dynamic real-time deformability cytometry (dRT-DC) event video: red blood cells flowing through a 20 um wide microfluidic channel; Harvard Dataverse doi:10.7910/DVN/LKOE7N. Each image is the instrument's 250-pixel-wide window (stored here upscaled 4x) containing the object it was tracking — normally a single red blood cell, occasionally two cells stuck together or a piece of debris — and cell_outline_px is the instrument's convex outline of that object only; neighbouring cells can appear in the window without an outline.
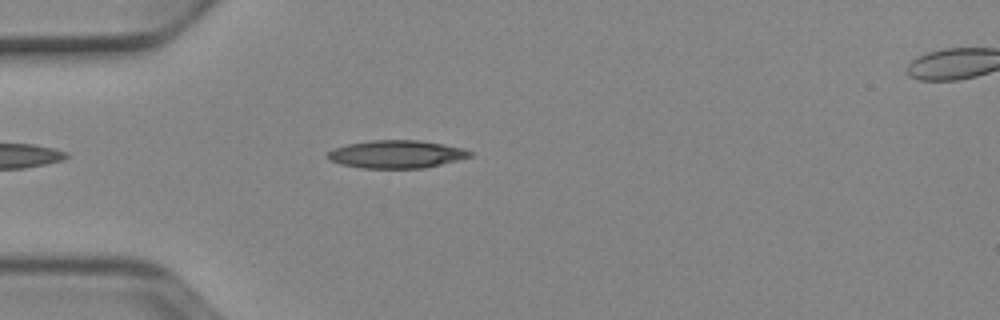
{"species": "Egyptian fruit bat (a non-hibernating species)", "species_latin": "Rousettus aegyptiacus", "temperature_condition": "cold", "stored_images_in_passage": 22, "camera_frame_rate_fps": 3000, "um_per_image_px": 0.085, "animal": {"sex": "female"}, "frame": {"image": 1, "passage_image": 5, "time_ms": 1.333, "image_size_px": [1000, 320], "cell_outline_px": [[472, 156], [424, 168], [360, 168], [340, 164], [324, 156], [332, 148], [348, 144], [372, 140], [420, 140], [444, 144], [464, 148], [472, 152]], "centroid_in_image_um": [33.67, 13.1], "position_along_channel_um": 51.3, "area_um2": 23.12}}
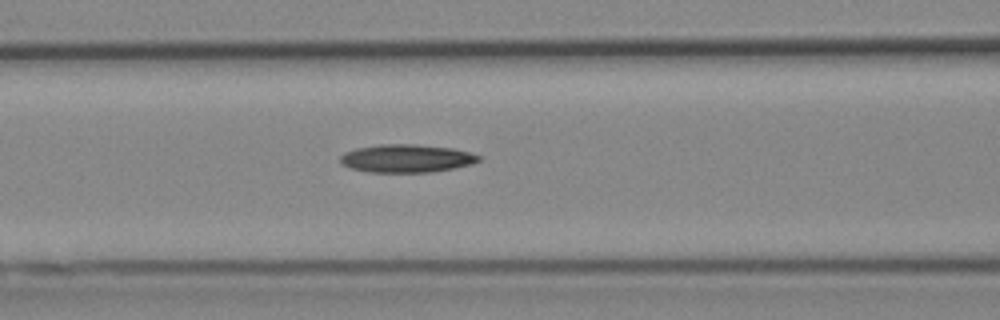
{"frame": {"image": 2, "passage_image": 12, "time_ms": 3.667, "image_size_px": [1000, 320], "cell_outline_px": [[484, 156], [480, 160], [472, 164], [432, 172], [368, 172], [352, 168], [340, 164], [340, 156], [344, 152], [356, 148], [380, 144], [416, 144], [452, 148]], "centroid_in_image_um": [34.55, 13.46], "position_along_channel_um": 132.1, "area_um2": 22.72}}
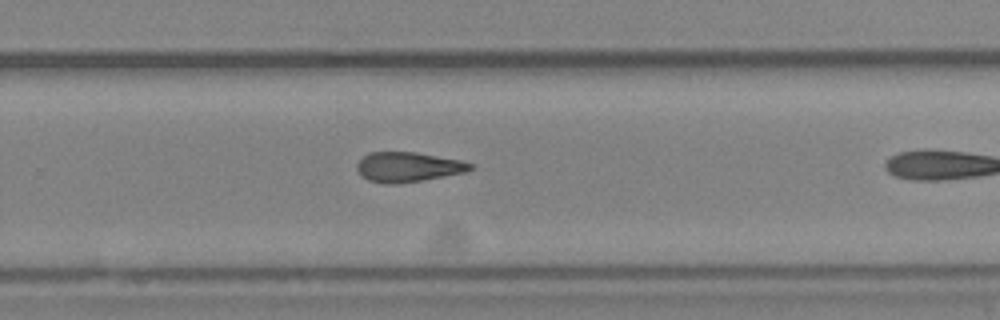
{"frame": {"image": 3, "passage_image": 21, "time_ms": 6.667, "image_size_px": [1000, 320], "cell_outline_px": [[476, 168], [464, 172], [424, 180], [396, 184], [384, 184], [368, 180], [356, 168], [356, 164], [368, 152], [416, 152], [460, 160], [476, 164]], "centroid_in_image_um": [34.72, 14.19], "position_along_channel_um": 295.1, "area_um2": 19.77}}